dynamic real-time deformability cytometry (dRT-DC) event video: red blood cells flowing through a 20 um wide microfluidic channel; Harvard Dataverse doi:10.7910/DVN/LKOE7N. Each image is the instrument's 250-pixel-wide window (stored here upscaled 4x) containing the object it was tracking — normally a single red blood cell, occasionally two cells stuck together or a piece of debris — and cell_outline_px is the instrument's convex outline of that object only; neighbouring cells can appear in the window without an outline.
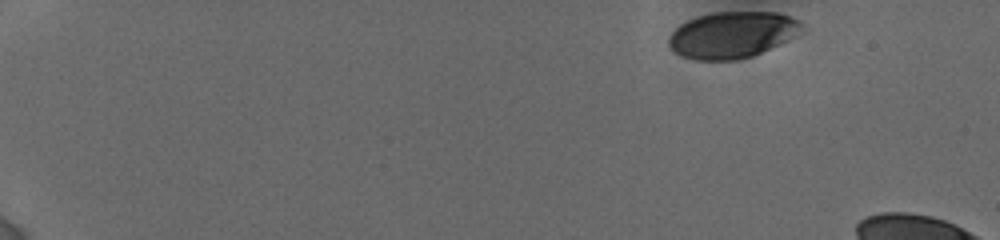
{"species": "human", "species_latin": "Homo sapiens", "temperature_condition": "cold", "stored_images_in_passage": 15, "camera_frame_rate_fps": 3000, "um_per_image_px": 0.085, "donor": {"sex": "female"}, "frame": {"image": 1, "passage_image": 1, "time_ms": 0.0, "image_size_px": [1000, 240], "cell_outline_px": [[800, 24], [784, 40], [752, 56], [740, 60], [696, 60], [684, 56], [676, 52], [668, 44], [668, 40], [672, 32], [680, 24], [696, 16], [716, 12], [776, 12], [788, 16], [796, 20]], "centroid_in_image_um": [62.09, 2.96], "position_along_channel_um": 22.9, "area_um2": 34.74}}